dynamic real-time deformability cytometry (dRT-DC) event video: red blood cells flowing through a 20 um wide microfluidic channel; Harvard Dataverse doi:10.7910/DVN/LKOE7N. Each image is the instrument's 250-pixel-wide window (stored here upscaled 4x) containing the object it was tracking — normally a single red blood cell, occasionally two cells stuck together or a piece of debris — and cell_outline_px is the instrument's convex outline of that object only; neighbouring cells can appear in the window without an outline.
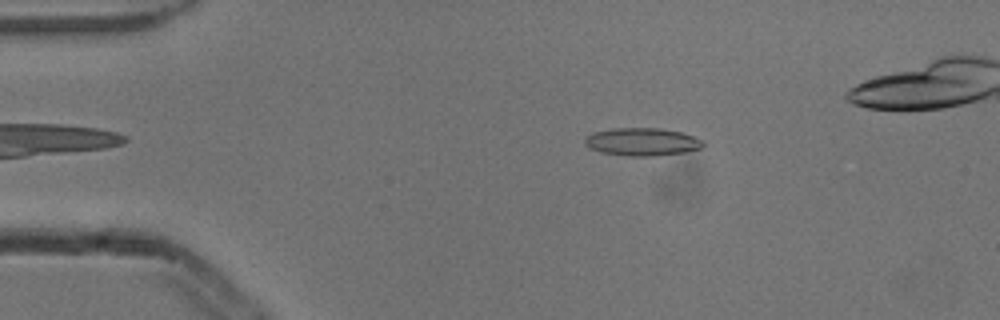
{"species": "common noctule bat (a hibernating species)", "species_latin": "Nyctalus noctula", "temperature_condition": "cold", "stored_images_in_passage": 4, "camera_frame_rate_fps": 3000, "um_per_image_px": 0.085, "animal": {"sex": "male", "body_mass_g": 13.3}, "frame": {"image": 1, "passage_image": 2, "time_ms": 0.333, "image_size_px": [1000, 320], "cell_outline_px": [[704, 148], [688, 152], [656, 156], [628, 156], [600, 152], [588, 148], [584, 144], [584, 136], [592, 132], [612, 128], [660, 128], [680, 132], [704, 140]], "centroid_in_image_um": [54.57, 12.06], "position_along_channel_um": 30.4, "area_um2": 19.59}}